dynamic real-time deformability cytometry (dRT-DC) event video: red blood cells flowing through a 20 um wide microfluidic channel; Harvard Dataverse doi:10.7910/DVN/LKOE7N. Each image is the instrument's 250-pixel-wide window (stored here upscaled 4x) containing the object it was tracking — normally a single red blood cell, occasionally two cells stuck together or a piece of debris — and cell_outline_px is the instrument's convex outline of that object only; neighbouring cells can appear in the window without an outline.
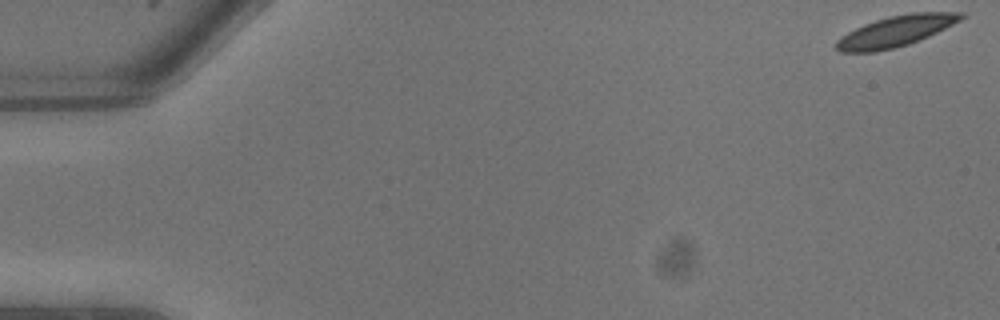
{"species": "common noctule bat (a hibernating species)", "species_latin": "Nyctalus noctula", "temperature_condition": "warm", "stored_images_in_passage": 12, "camera_frame_rate_fps": 3000, "um_per_image_px": 0.085, "animal": {"sex": "male", "body_mass_g": 13.3}, "frame": {"image": 1, "passage_image": 1, "time_ms": 0.0, "image_size_px": [1000, 320], "cell_outline_px": [[964, 16], [960, 20], [928, 36], [908, 44], [876, 52], [840, 52], [836, 48], [836, 40], [848, 32], [864, 24], [876, 20], [892, 16], [912, 12], [964, 12]], "centroid_in_image_um": [76.11, 2.65], "position_along_channel_um": 8.9, "area_um2": 21.96}}
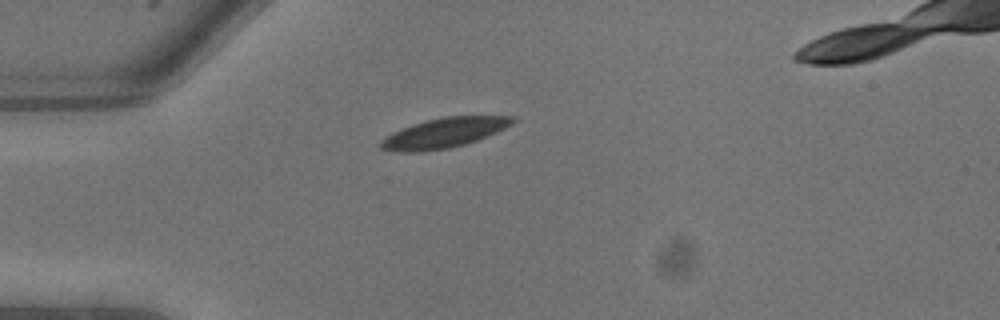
{"frame": {"image": 2, "passage_image": 7, "time_ms": 2.0, "image_size_px": [1000, 320], "cell_outline_px": [[516, 120], [512, 124], [496, 132], [476, 140], [464, 144], [448, 148], [420, 152], [400, 152], [380, 148], [380, 140], [392, 132], [428, 120], [444, 116], [516, 116]], "centroid_in_image_um": [37.75, 11.3], "position_along_channel_um": 47.3, "area_um2": 22.6}}
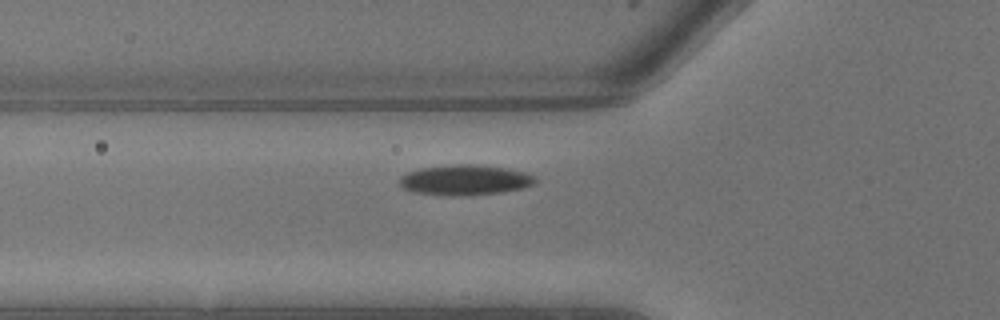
{"frame": {"image": 3, "passage_image": 9, "time_ms": 2.667, "image_size_px": [1000, 320], "cell_outline_px": [[536, 180], [532, 184], [524, 188], [504, 192], [468, 196], [452, 196], [412, 192], [404, 188], [400, 184], [400, 176], [408, 172], [420, 168], [456, 164], [472, 164], [504, 168], [524, 172], [536, 176]], "centroid_in_image_um": [39.52, 15.31], "position_along_channel_um": 86.3, "area_um2": 24.04}}